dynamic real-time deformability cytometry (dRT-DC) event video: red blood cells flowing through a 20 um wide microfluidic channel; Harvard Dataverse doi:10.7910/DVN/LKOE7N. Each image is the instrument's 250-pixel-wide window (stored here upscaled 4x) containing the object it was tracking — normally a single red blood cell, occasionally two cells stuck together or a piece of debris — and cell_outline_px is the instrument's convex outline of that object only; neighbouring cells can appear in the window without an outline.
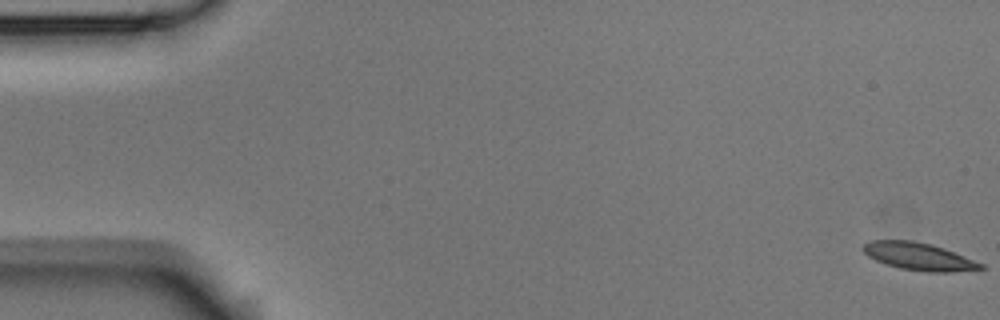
{"species": "Egyptian fruit bat (a non-hibernating species)", "species_latin": "Rousettus aegyptiacus", "temperature_condition": "room temperature", "stored_images_in_passage": 55, "camera_frame_rate_fps": 3000, "um_per_image_px": 0.085, "animal": {"sex": "male"}, "frame": {"image": 1, "passage_image": 1, "time_ms": 0.0, "image_size_px": [1000, 320], "cell_outline_px": [[984, 268], [952, 272], [928, 272], [900, 268], [876, 260], [868, 256], [860, 248], [864, 244], [872, 240], [912, 240], [932, 244], [944, 248], [984, 264]], "centroid_in_image_um": [78.08, 21.79], "position_along_channel_um": 6.9, "area_um2": 18.73}}
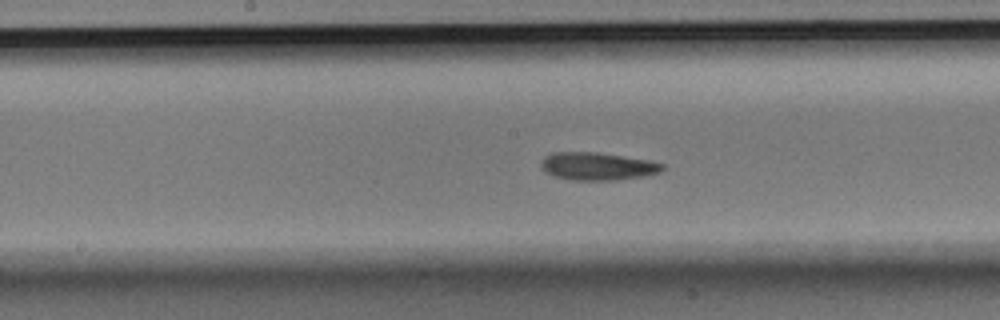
{"frame": {"image": 2, "passage_image": 28, "time_ms": 9.0, "image_size_px": [1000, 320], "cell_outline_px": [[664, 168], [660, 172], [644, 176], [616, 180], [568, 180], [552, 176], [544, 172], [540, 164], [544, 156], [552, 152], [596, 152], [652, 160], [664, 164]], "centroid_in_image_um": [50.76, 14.13], "position_along_channel_um": 197.4, "area_um2": 19.94}}
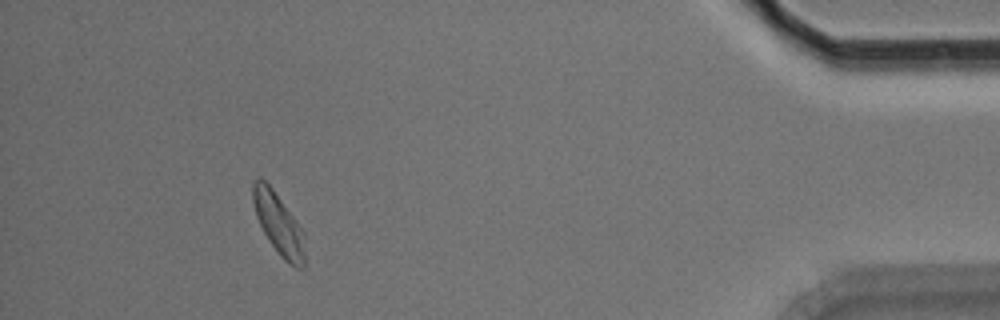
{"frame": {"image": 3, "passage_image": 50, "time_ms": 16.333, "image_size_px": [1000, 320], "cell_outline_px": [[304, 268], [296, 268], [284, 260], [280, 256], [268, 240], [256, 216], [252, 200], [252, 180], [260, 176], [272, 188], [304, 232]], "centroid_in_image_um": [23.65, 19.02], "position_along_channel_um": 411.5, "area_um2": 18.5}, "authors_computed_cell_mechanics": {"area_um2": 19.074, "velocity_mm_per_s": 3.7411, "shape_relaxation_time_tau1_ms": 5.2491, "shape_relaxation_time_tau2_ms": 6.4067, "deformation_change_tau1": 0.1448, "deformation_change_tau2": 0.1404}}